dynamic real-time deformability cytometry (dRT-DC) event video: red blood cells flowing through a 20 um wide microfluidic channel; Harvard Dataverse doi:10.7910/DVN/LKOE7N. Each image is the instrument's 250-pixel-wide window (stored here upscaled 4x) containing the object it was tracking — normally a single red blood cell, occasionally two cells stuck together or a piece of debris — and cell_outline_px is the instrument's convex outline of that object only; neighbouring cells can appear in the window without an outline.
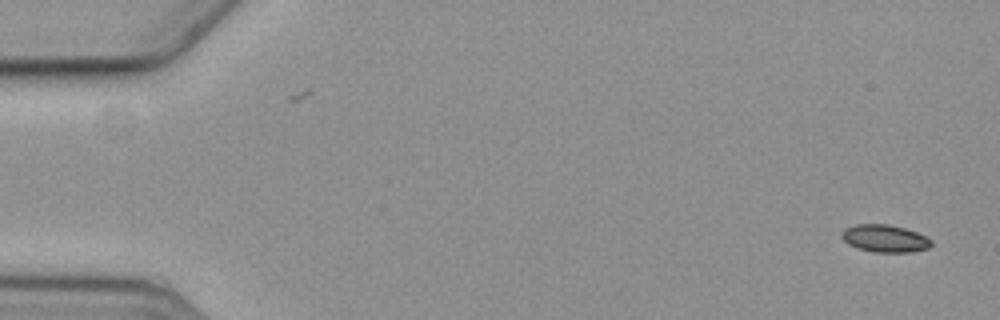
{"species": "common noctule bat (a hibernating species)", "species_latin": "Nyctalus noctula", "temperature_condition": "cold", "stored_images_in_passage": 2, "camera_frame_rate_fps": 3000, "um_per_image_px": 0.085, "animal": {"sex": "female", "body_mass_g": 19.3, "forearm_length_mm": 54.1}, "frame": {"image": 1, "passage_image": 2, "time_ms": 1.333, "image_size_px": [1000, 320], "cell_outline_px": [[932, 244], [928, 248], [912, 252], [872, 252], [856, 248], [848, 244], [840, 236], [840, 232], [844, 228], [856, 224], [888, 224], [904, 228], [928, 236], [932, 240]], "centroid_in_image_um": [75.19, 20.27], "position_along_channel_um": 9.8, "area_um2": 14.57}}